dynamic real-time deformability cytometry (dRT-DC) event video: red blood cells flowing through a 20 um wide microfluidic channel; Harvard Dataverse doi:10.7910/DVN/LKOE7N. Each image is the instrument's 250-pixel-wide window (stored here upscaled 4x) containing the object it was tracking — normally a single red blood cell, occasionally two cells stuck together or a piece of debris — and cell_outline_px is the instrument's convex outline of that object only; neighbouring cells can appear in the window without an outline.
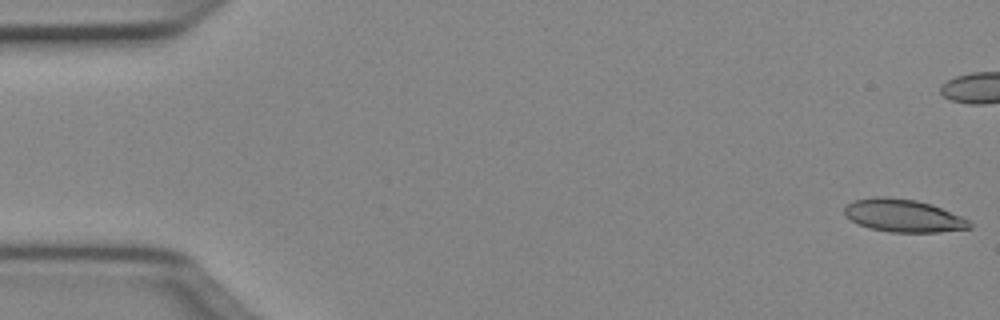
{"species": "Egyptian fruit bat (a non-hibernating species)", "species_latin": "Rousettus aegyptiacus", "temperature_condition": "cold", "stored_images_in_passage": 51, "camera_frame_rate_fps": 3000, "um_per_image_px": 0.085, "animal": {"sex": "female"}, "frame": {"image": 1, "passage_image": 1, "time_ms": 0.0, "image_size_px": [1000, 320], "cell_outline_px": [[972, 228], [940, 232], [892, 232], [872, 228], [860, 224], [852, 220], [844, 212], [844, 208], [852, 200], [876, 196], [884, 196], [916, 200], [932, 204], [960, 216], [968, 220], [972, 224]], "centroid_in_image_um": [76.8, 18.32], "position_along_channel_um": 8.2, "area_um2": 23.7}}
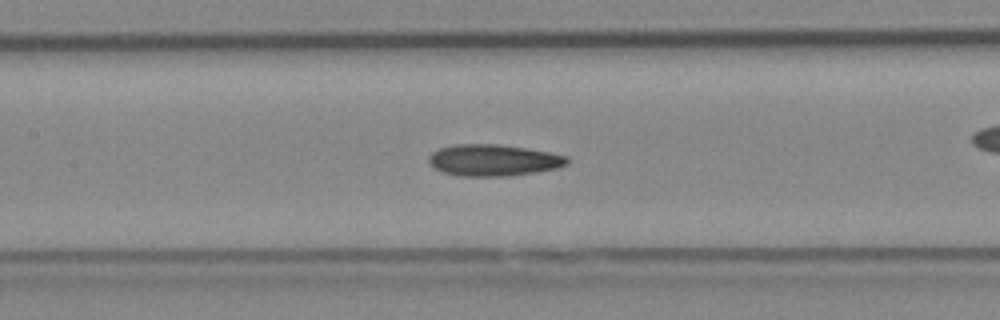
{"frame": {"image": 2, "passage_image": 23, "time_ms": 7.333, "image_size_px": [1000, 320], "cell_outline_px": [[568, 164], [556, 168], [508, 176], [460, 176], [444, 172], [436, 168], [428, 160], [428, 156], [432, 152], [440, 148], [456, 144], [496, 144], [524, 148], [548, 152], [568, 156]], "centroid_in_image_um": [41.93, 13.61], "position_along_channel_um": 165.5, "area_um2": 25.09}}
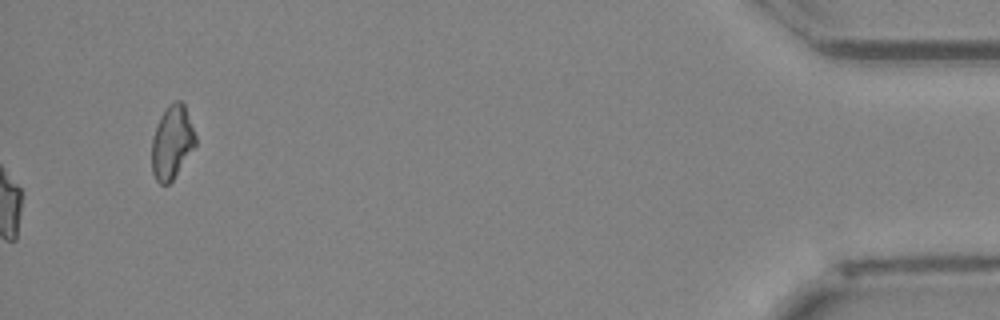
{"frame": {"image": 3, "passage_image": 51, "time_ms": 16.667, "image_size_px": [1000, 320], "cell_outline_px": [[196, 144], [172, 180], [168, 184], [160, 184], [156, 180], [152, 172], [152, 136], [156, 124], [160, 116], [168, 104], [176, 100], [180, 100], [184, 104], [196, 136]], "centroid_in_image_um": [14.6, 12.07], "position_along_channel_um": 420.6, "area_um2": 18.61}, "authors_computed_cell_mechanics": {"area_um2": 24.3338, "velocity_mm_per_s": 4.0497, "shape_relaxation_time_tau1_ms": null, "shape_relaxation_time_tau2_ms": 5.588, "deformation_change_tau1": null, "deformation_change_tau2": 0.1365}}